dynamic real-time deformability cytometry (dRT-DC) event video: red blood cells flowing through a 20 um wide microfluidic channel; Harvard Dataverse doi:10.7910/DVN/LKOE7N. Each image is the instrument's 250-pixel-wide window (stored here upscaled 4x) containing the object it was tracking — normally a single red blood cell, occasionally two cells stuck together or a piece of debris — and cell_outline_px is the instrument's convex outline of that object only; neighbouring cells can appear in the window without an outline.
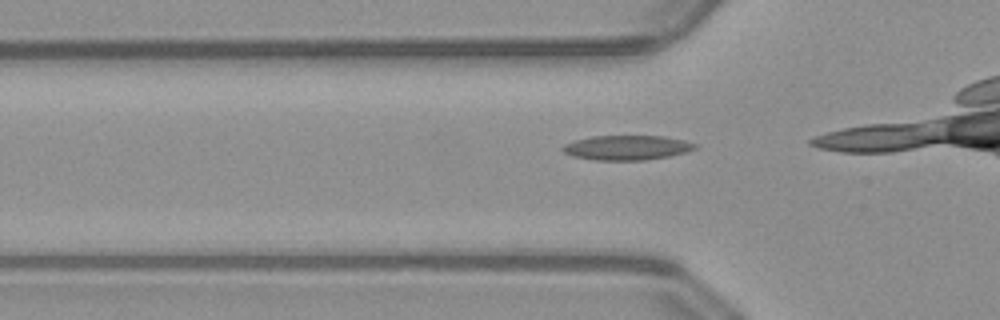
{"species": "common noctule bat (a hibernating species)", "species_latin": "Nyctalus noctula", "temperature_condition": "warm", "stored_images_in_passage": 6, "camera_frame_rate_fps": 3000, "um_per_image_px": 0.085, "animal": {"sex": "male", "body_mass_g": 23.1, "forearm_length_mm": 52.7}, "frame": {"image": 1, "passage_image": 4, "time_ms": 1.0, "image_size_px": [1000, 320], "cell_outline_px": [[696, 148], [684, 152], [668, 156], [644, 160], [596, 160], [572, 156], [564, 152], [560, 148], [564, 144], [576, 140], [592, 136], [664, 136], [684, 140], [696, 144]], "centroid_in_image_um": [53.25, 12.54], "position_along_channel_um": 72.6, "area_um2": 18.84}}